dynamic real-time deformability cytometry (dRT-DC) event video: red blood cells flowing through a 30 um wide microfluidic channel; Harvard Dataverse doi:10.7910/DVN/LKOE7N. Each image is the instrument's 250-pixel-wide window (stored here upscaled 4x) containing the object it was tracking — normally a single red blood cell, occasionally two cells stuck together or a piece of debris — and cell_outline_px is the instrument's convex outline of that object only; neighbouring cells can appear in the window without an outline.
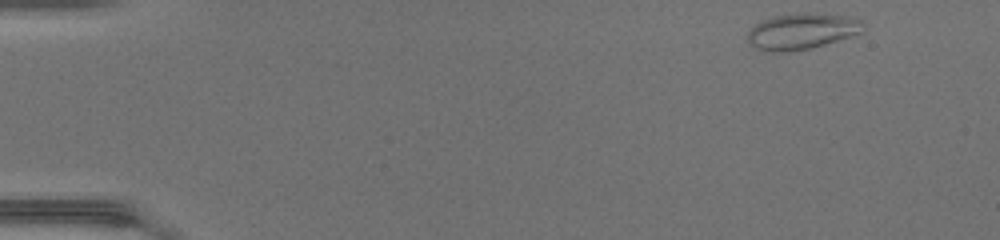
{"species": "common noctule bat (a hibernating species)", "species_latin": "Nyctalus noctula", "temperature_condition": "warm", "stored_images_in_passage": 44, "camera_frame_rate_fps": 3000, "um_per_image_px": 0.085, "animal": {"sex": "female", "body_mass_g": 17.0, "forearm_length_mm": 48.0}, "frame": {"image": 1, "passage_image": 1, "time_ms": 0.0, "image_size_px": [1000, 240], "cell_outline_px": [[860, 32], [824, 44], [808, 48], [788, 52], [772, 52], [756, 48], [748, 40], [748, 32], [756, 24], [780, 16], [836, 16]], "centroid_in_image_um": [67.84, 2.78], "position_along_channel_um": 17.2, "area_um2": 21.04}}
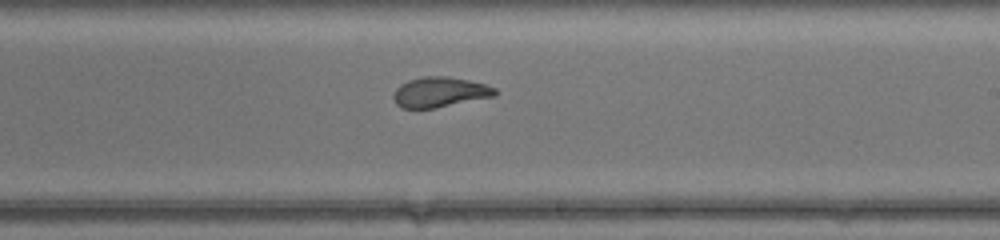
{"frame": {"image": 2, "passage_image": 26, "time_ms": 8.333, "image_size_px": [1000, 240], "cell_outline_px": [[496, 92], [492, 96], [436, 108], [400, 108], [396, 104], [392, 96], [396, 88], [400, 84], [408, 80], [424, 76], [444, 76], [468, 80], [484, 84], [496, 88]], "centroid_in_image_um": [37.32, 7.83], "position_along_channel_um": 251.7, "area_um2": 17.69}}
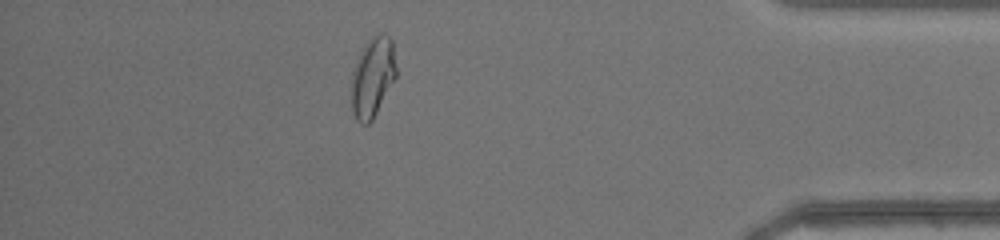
{"frame": {"image": 3, "passage_image": 39, "time_ms": 12.667, "image_size_px": [1000, 240], "cell_outline_px": [[396, 76], [372, 120], [368, 124], [360, 124], [356, 120], [352, 112], [352, 72], [364, 44], [372, 36], [380, 32], [388, 36], [392, 40], [396, 68]], "centroid_in_image_um": [31.67, 6.55], "position_along_channel_um": 403.5, "area_um2": 20.63}, "authors_computed_cell_mechanics": {"area_um2": 19.2474, "velocity_mm_per_s": 4.387, "shape_relaxation_time_tau1_ms": null, "shape_relaxation_time_tau2_ms": 1.1501, "deformation_change_tau1": null, "deformation_change_tau2": 0.0786}}